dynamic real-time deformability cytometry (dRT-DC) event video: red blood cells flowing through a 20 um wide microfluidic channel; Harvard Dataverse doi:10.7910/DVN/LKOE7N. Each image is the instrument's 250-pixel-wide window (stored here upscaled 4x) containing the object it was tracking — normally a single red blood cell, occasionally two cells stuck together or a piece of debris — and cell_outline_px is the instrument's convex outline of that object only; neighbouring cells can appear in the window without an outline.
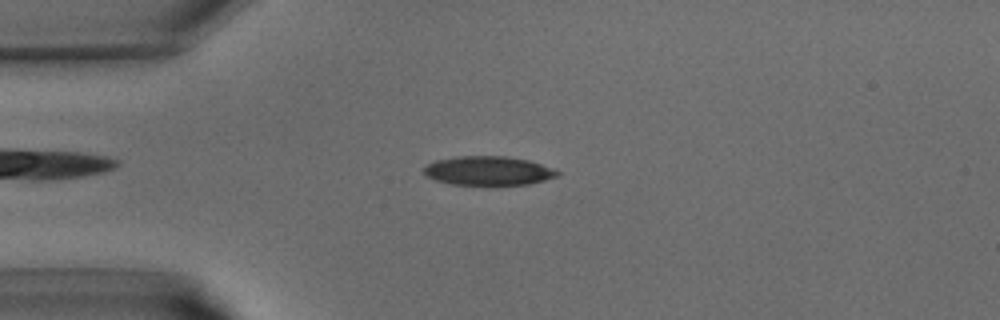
{"species": "common noctule bat (a hibernating species)", "species_latin": "Nyctalus noctula", "temperature_condition": "warm", "stored_images_in_passage": 40, "camera_frame_rate_fps": 3000, "um_per_image_px": 0.085, "animal": {"sex": "male", "body_mass_g": 15.6}, "frame": {"image": 1, "passage_image": 10, "time_ms": 3.0, "image_size_px": [1000, 320], "cell_outline_px": [[560, 176], [528, 184], [492, 188], [452, 184], [436, 180], [424, 176], [424, 168], [428, 164], [436, 160], [456, 156], [508, 156], [528, 160], [540, 164], [560, 172]], "centroid_in_image_um": [41.5, 14.56], "position_along_channel_um": 43.5, "area_um2": 23.47}}
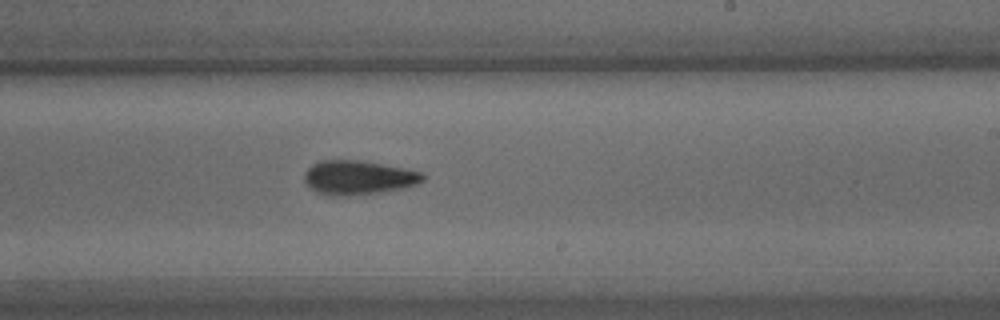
{"frame": {"image": 2, "passage_image": 24, "time_ms": 7.667, "image_size_px": [1000, 320], "cell_outline_px": [[428, 176], [424, 180], [408, 188], [376, 192], [336, 196], [320, 192], [312, 188], [304, 180], [304, 172], [312, 164], [320, 160], [360, 160], [404, 168], [424, 172]], "centroid_in_image_um": [30.52, 15.07], "position_along_channel_um": 258.5, "area_um2": 23.41}}
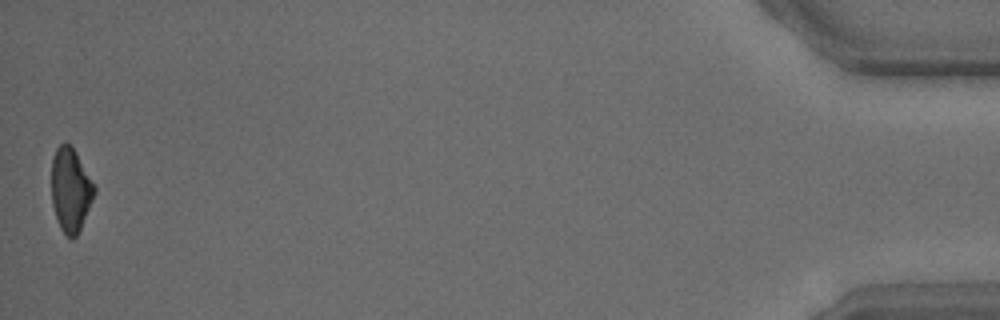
{"frame": {"image": 3, "passage_image": 40, "time_ms": 13.0, "image_size_px": [1000, 320], "cell_outline_px": [[96, 192], [80, 228], [76, 236], [72, 240], [60, 228], [52, 204], [52, 156], [56, 148], [60, 144], [68, 144], [76, 152], [96, 188]], "centroid_in_image_um": [5.99, 16.13], "position_along_channel_um": 429.2, "area_um2": 20.58}}